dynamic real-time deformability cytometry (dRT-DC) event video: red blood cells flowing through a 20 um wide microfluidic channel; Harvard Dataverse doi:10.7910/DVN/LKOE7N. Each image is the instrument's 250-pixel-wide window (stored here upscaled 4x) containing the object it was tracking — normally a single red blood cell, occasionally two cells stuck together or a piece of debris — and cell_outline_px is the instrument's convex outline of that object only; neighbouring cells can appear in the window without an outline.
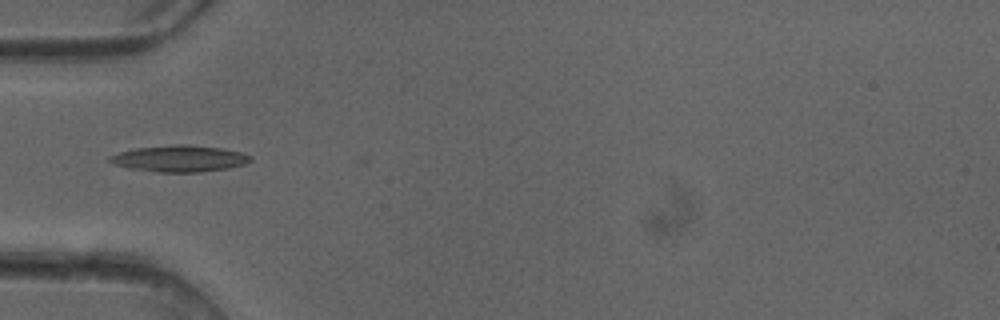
{"species": "common noctule bat (a hibernating species)", "species_latin": "Nyctalus noctula", "temperature_condition": "cold", "stored_images_in_passage": 5, "camera_frame_rate_fps": 3000, "um_per_image_px": 0.085, "animal": {"sex": "female"}, "frame": {"image": 1, "passage_image": 4, "time_ms": 1.0, "image_size_px": [1000, 320], "cell_outline_px": [[252, 160], [244, 164], [228, 168], [200, 172], [156, 172], [128, 168], [116, 164], [108, 160], [108, 156], [120, 152], [136, 148], [176, 144], [184, 144], [224, 148], [240, 152], [252, 156]], "centroid_in_image_um": [15.27, 13.47], "position_along_channel_um": 69.7, "area_um2": 21.68}}
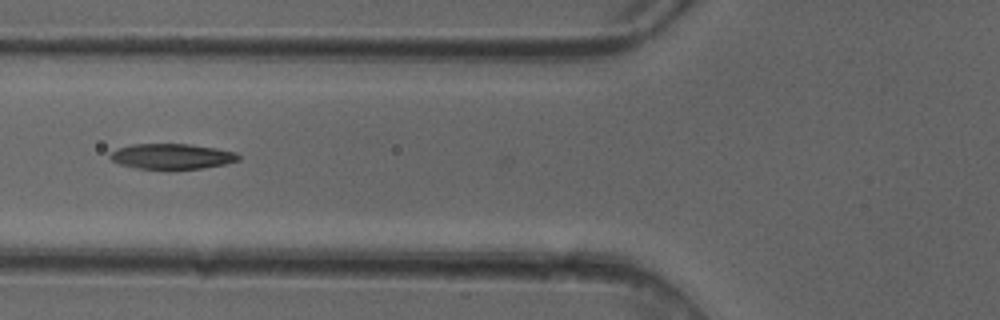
{"frame": {"image": 2, "passage_image": 5, "time_ms": 1.333, "image_size_px": [1000, 320], "cell_outline_px": [[240, 160], [224, 164], [204, 168], [168, 172], [136, 168], [120, 164], [112, 160], [108, 156], [112, 152], [120, 148], [132, 144], [192, 144], [216, 148], [236, 152], [240, 156]], "centroid_in_image_um": [14.63, 13.33], "position_along_channel_um": 111.2, "area_um2": 19.71}}